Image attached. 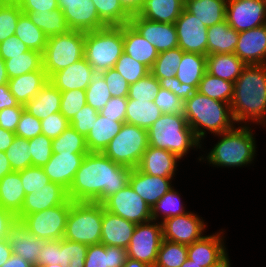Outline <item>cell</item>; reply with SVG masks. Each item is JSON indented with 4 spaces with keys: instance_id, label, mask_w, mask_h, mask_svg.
<instances>
[{
    "instance_id": "obj_1",
    "label": "cell",
    "mask_w": 266,
    "mask_h": 267,
    "mask_svg": "<svg viewBox=\"0 0 266 267\" xmlns=\"http://www.w3.org/2000/svg\"><path fill=\"white\" fill-rule=\"evenodd\" d=\"M131 168L113 162L102 152H89L67 190L74 202L103 203L129 184Z\"/></svg>"
},
{
    "instance_id": "obj_2",
    "label": "cell",
    "mask_w": 266,
    "mask_h": 267,
    "mask_svg": "<svg viewBox=\"0 0 266 267\" xmlns=\"http://www.w3.org/2000/svg\"><path fill=\"white\" fill-rule=\"evenodd\" d=\"M230 106L237 125L266 128V64L243 68L234 82Z\"/></svg>"
},
{
    "instance_id": "obj_3",
    "label": "cell",
    "mask_w": 266,
    "mask_h": 267,
    "mask_svg": "<svg viewBox=\"0 0 266 267\" xmlns=\"http://www.w3.org/2000/svg\"><path fill=\"white\" fill-rule=\"evenodd\" d=\"M254 129V125H236L229 131L213 135L214 139H218L217 143L211 149L201 144L203 154L200 152L201 156L196 159L213 168H248L255 164L258 155Z\"/></svg>"
},
{
    "instance_id": "obj_4",
    "label": "cell",
    "mask_w": 266,
    "mask_h": 267,
    "mask_svg": "<svg viewBox=\"0 0 266 267\" xmlns=\"http://www.w3.org/2000/svg\"><path fill=\"white\" fill-rule=\"evenodd\" d=\"M182 112L201 144H205L207 134H220L237 125L229 103L214 100L198 91L183 102Z\"/></svg>"
},
{
    "instance_id": "obj_5",
    "label": "cell",
    "mask_w": 266,
    "mask_h": 267,
    "mask_svg": "<svg viewBox=\"0 0 266 267\" xmlns=\"http://www.w3.org/2000/svg\"><path fill=\"white\" fill-rule=\"evenodd\" d=\"M149 146L168 150L184 160L190 152L201 151V142L187 123L183 112L163 113L147 130Z\"/></svg>"
},
{
    "instance_id": "obj_6",
    "label": "cell",
    "mask_w": 266,
    "mask_h": 267,
    "mask_svg": "<svg viewBox=\"0 0 266 267\" xmlns=\"http://www.w3.org/2000/svg\"><path fill=\"white\" fill-rule=\"evenodd\" d=\"M123 52V25L85 32L84 57L96 73L114 68Z\"/></svg>"
},
{
    "instance_id": "obj_7",
    "label": "cell",
    "mask_w": 266,
    "mask_h": 267,
    "mask_svg": "<svg viewBox=\"0 0 266 267\" xmlns=\"http://www.w3.org/2000/svg\"><path fill=\"white\" fill-rule=\"evenodd\" d=\"M103 204L71 201L64 239L87 246L101 243Z\"/></svg>"
},
{
    "instance_id": "obj_8",
    "label": "cell",
    "mask_w": 266,
    "mask_h": 267,
    "mask_svg": "<svg viewBox=\"0 0 266 267\" xmlns=\"http://www.w3.org/2000/svg\"><path fill=\"white\" fill-rule=\"evenodd\" d=\"M85 32L69 30L47 38L42 53L43 69L48 78L55 72L64 69L84 57Z\"/></svg>"
},
{
    "instance_id": "obj_9",
    "label": "cell",
    "mask_w": 266,
    "mask_h": 267,
    "mask_svg": "<svg viewBox=\"0 0 266 267\" xmlns=\"http://www.w3.org/2000/svg\"><path fill=\"white\" fill-rule=\"evenodd\" d=\"M149 146L148 133L144 128L124 123L120 132L102 152L113 162L134 169Z\"/></svg>"
},
{
    "instance_id": "obj_10",
    "label": "cell",
    "mask_w": 266,
    "mask_h": 267,
    "mask_svg": "<svg viewBox=\"0 0 266 267\" xmlns=\"http://www.w3.org/2000/svg\"><path fill=\"white\" fill-rule=\"evenodd\" d=\"M71 208L68 198L63 204L26 215L21 221L29 233L43 240H61Z\"/></svg>"
},
{
    "instance_id": "obj_11",
    "label": "cell",
    "mask_w": 266,
    "mask_h": 267,
    "mask_svg": "<svg viewBox=\"0 0 266 267\" xmlns=\"http://www.w3.org/2000/svg\"><path fill=\"white\" fill-rule=\"evenodd\" d=\"M162 240L160 222L151 220L137 224L127 247V256L154 267Z\"/></svg>"
},
{
    "instance_id": "obj_12",
    "label": "cell",
    "mask_w": 266,
    "mask_h": 267,
    "mask_svg": "<svg viewBox=\"0 0 266 267\" xmlns=\"http://www.w3.org/2000/svg\"><path fill=\"white\" fill-rule=\"evenodd\" d=\"M102 204L108 212L136 225L152 220L151 207L133 190L130 184L108 197Z\"/></svg>"
},
{
    "instance_id": "obj_13",
    "label": "cell",
    "mask_w": 266,
    "mask_h": 267,
    "mask_svg": "<svg viewBox=\"0 0 266 267\" xmlns=\"http://www.w3.org/2000/svg\"><path fill=\"white\" fill-rule=\"evenodd\" d=\"M161 224L164 240L184 245L200 240L208 227L204 217L191 210L183 215L170 217Z\"/></svg>"
},
{
    "instance_id": "obj_14",
    "label": "cell",
    "mask_w": 266,
    "mask_h": 267,
    "mask_svg": "<svg viewBox=\"0 0 266 267\" xmlns=\"http://www.w3.org/2000/svg\"><path fill=\"white\" fill-rule=\"evenodd\" d=\"M225 20L238 33L266 24L264 0H227Z\"/></svg>"
},
{
    "instance_id": "obj_15",
    "label": "cell",
    "mask_w": 266,
    "mask_h": 267,
    "mask_svg": "<svg viewBox=\"0 0 266 267\" xmlns=\"http://www.w3.org/2000/svg\"><path fill=\"white\" fill-rule=\"evenodd\" d=\"M226 230L220 229L212 234H205L200 240L187 245V258L201 267H216L228 256Z\"/></svg>"
},
{
    "instance_id": "obj_16",
    "label": "cell",
    "mask_w": 266,
    "mask_h": 267,
    "mask_svg": "<svg viewBox=\"0 0 266 267\" xmlns=\"http://www.w3.org/2000/svg\"><path fill=\"white\" fill-rule=\"evenodd\" d=\"M178 47L186 53L207 55V27L185 8L175 21Z\"/></svg>"
},
{
    "instance_id": "obj_17",
    "label": "cell",
    "mask_w": 266,
    "mask_h": 267,
    "mask_svg": "<svg viewBox=\"0 0 266 267\" xmlns=\"http://www.w3.org/2000/svg\"><path fill=\"white\" fill-rule=\"evenodd\" d=\"M70 30L94 31L107 25L99 18L92 0H57Z\"/></svg>"
},
{
    "instance_id": "obj_18",
    "label": "cell",
    "mask_w": 266,
    "mask_h": 267,
    "mask_svg": "<svg viewBox=\"0 0 266 267\" xmlns=\"http://www.w3.org/2000/svg\"><path fill=\"white\" fill-rule=\"evenodd\" d=\"M129 24L152 45L158 52L178 47V36L174 23L153 22L139 15H132Z\"/></svg>"
},
{
    "instance_id": "obj_19",
    "label": "cell",
    "mask_w": 266,
    "mask_h": 267,
    "mask_svg": "<svg viewBox=\"0 0 266 267\" xmlns=\"http://www.w3.org/2000/svg\"><path fill=\"white\" fill-rule=\"evenodd\" d=\"M234 54L246 65L266 64V24L239 32Z\"/></svg>"
},
{
    "instance_id": "obj_20",
    "label": "cell",
    "mask_w": 266,
    "mask_h": 267,
    "mask_svg": "<svg viewBox=\"0 0 266 267\" xmlns=\"http://www.w3.org/2000/svg\"><path fill=\"white\" fill-rule=\"evenodd\" d=\"M68 199L67 190L60 184L49 182L44 187L25 195L21 211L16 215L22 220L26 215L63 204Z\"/></svg>"
},
{
    "instance_id": "obj_21",
    "label": "cell",
    "mask_w": 266,
    "mask_h": 267,
    "mask_svg": "<svg viewBox=\"0 0 266 267\" xmlns=\"http://www.w3.org/2000/svg\"><path fill=\"white\" fill-rule=\"evenodd\" d=\"M96 74L93 67L83 57L72 65L55 72L49 78V82L60 92L86 90Z\"/></svg>"
},
{
    "instance_id": "obj_22",
    "label": "cell",
    "mask_w": 266,
    "mask_h": 267,
    "mask_svg": "<svg viewBox=\"0 0 266 267\" xmlns=\"http://www.w3.org/2000/svg\"><path fill=\"white\" fill-rule=\"evenodd\" d=\"M175 177L151 176L134 168L130 172L129 184L152 208L156 202L174 187Z\"/></svg>"
},
{
    "instance_id": "obj_23",
    "label": "cell",
    "mask_w": 266,
    "mask_h": 267,
    "mask_svg": "<svg viewBox=\"0 0 266 267\" xmlns=\"http://www.w3.org/2000/svg\"><path fill=\"white\" fill-rule=\"evenodd\" d=\"M12 253L22 257L34 267L38 265V256L47 240L40 239L29 233L22 221L17 220L7 236Z\"/></svg>"
},
{
    "instance_id": "obj_24",
    "label": "cell",
    "mask_w": 266,
    "mask_h": 267,
    "mask_svg": "<svg viewBox=\"0 0 266 267\" xmlns=\"http://www.w3.org/2000/svg\"><path fill=\"white\" fill-rule=\"evenodd\" d=\"M181 160L168 150L148 146L136 168L151 176L176 177Z\"/></svg>"
},
{
    "instance_id": "obj_25",
    "label": "cell",
    "mask_w": 266,
    "mask_h": 267,
    "mask_svg": "<svg viewBox=\"0 0 266 267\" xmlns=\"http://www.w3.org/2000/svg\"><path fill=\"white\" fill-rule=\"evenodd\" d=\"M87 153H53L43 166L50 182L58 183L66 190L69 189L76 171Z\"/></svg>"
},
{
    "instance_id": "obj_26",
    "label": "cell",
    "mask_w": 266,
    "mask_h": 267,
    "mask_svg": "<svg viewBox=\"0 0 266 267\" xmlns=\"http://www.w3.org/2000/svg\"><path fill=\"white\" fill-rule=\"evenodd\" d=\"M136 224L108 212L103 206L101 244L127 249Z\"/></svg>"
},
{
    "instance_id": "obj_27",
    "label": "cell",
    "mask_w": 266,
    "mask_h": 267,
    "mask_svg": "<svg viewBox=\"0 0 266 267\" xmlns=\"http://www.w3.org/2000/svg\"><path fill=\"white\" fill-rule=\"evenodd\" d=\"M124 53L151 69L159 52L129 23L123 25Z\"/></svg>"
},
{
    "instance_id": "obj_28",
    "label": "cell",
    "mask_w": 266,
    "mask_h": 267,
    "mask_svg": "<svg viewBox=\"0 0 266 267\" xmlns=\"http://www.w3.org/2000/svg\"><path fill=\"white\" fill-rule=\"evenodd\" d=\"M48 82L49 78L42 68L41 70L9 79L8 85L16 101L25 106Z\"/></svg>"
},
{
    "instance_id": "obj_29",
    "label": "cell",
    "mask_w": 266,
    "mask_h": 267,
    "mask_svg": "<svg viewBox=\"0 0 266 267\" xmlns=\"http://www.w3.org/2000/svg\"><path fill=\"white\" fill-rule=\"evenodd\" d=\"M184 6L185 0H144L137 15L153 22L175 23Z\"/></svg>"
},
{
    "instance_id": "obj_30",
    "label": "cell",
    "mask_w": 266,
    "mask_h": 267,
    "mask_svg": "<svg viewBox=\"0 0 266 267\" xmlns=\"http://www.w3.org/2000/svg\"><path fill=\"white\" fill-rule=\"evenodd\" d=\"M239 33L227 21L207 28V55L234 53Z\"/></svg>"
},
{
    "instance_id": "obj_31",
    "label": "cell",
    "mask_w": 266,
    "mask_h": 267,
    "mask_svg": "<svg viewBox=\"0 0 266 267\" xmlns=\"http://www.w3.org/2000/svg\"><path fill=\"white\" fill-rule=\"evenodd\" d=\"M246 64L234 53L207 55L206 72L220 79L235 82Z\"/></svg>"
},
{
    "instance_id": "obj_32",
    "label": "cell",
    "mask_w": 266,
    "mask_h": 267,
    "mask_svg": "<svg viewBox=\"0 0 266 267\" xmlns=\"http://www.w3.org/2000/svg\"><path fill=\"white\" fill-rule=\"evenodd\" d=\"M124 123L113 121L98 113L97 120L86 137L89 152H103L109 142L120 132Z\"/></svg>"
},
{
    "instance_id": "obj_33",
    "label": "cell",
    "mask_w": 266,
    "mask_h": 267,
    "mask_svg": "<svg viewBox=\"0 0 266 267\" xmlns=\"http://www.w3.org/2000/svg\"><path fill=\"white\" fill-rule=\"evenodd\" d=\"M25 191L19 171H12L0 180V206L17 215L23 206Z\"/></svg>"
},
{
    "instance_id": "obj_34",
    "label": "cell",
    "mask_w": 266,
    "mask_h": 267,
    "mask_svg": "<svg viewBox=\"0 0 266 267\" xmlns=\"http://www.w3.org/2000/svg\"><path fill=\"white\" fill-rule=\"evenodd\" d=\"M127 249L104 244L88 246L84 267H123Z\"/></svg>"
},
{
    "instance_id": "obj_35",
    "label": "cell",
    "mask_w": 266,
    "mask_h": 267,
    "mask_svg": "<svg viewBox=\"0 0 266 267\" xmlns=\"http://www.w3.org/2000/svg\"><path fill=\"white\" fill-rule=\"evenodd\" d=\"M24 107L40 120L47 118L53 113L60 112L61 92L48 82Z\"/></svg>"
},
{
    "instance_id": "obj_36",
    "label": "cell",
    "mask_w": 266,
    "mask_h": 267,
    "mask_svg": "<svg viewBox=\"0 0 266 267\" xmlns=\"http://www.w3.org/2000/svg\"><path fill=\"white\" fill-rule=\"evenodd\" d=\"M226 3L227 0H185L184 8L208 28L225 21Z\"/></svg>"
},
{
    "instance_id": "obj_37",
    "label": "cell",
    "mask_w": 266,
    "mask_h": 267,
    "mask_svg": "<svg viewBox=\"0 0 266 267\" xmlns=\"http://www.w3.org/2000/svg\"><path fill=\"white\" fill-rule=\"evenodd\" d=\"M152 101L127 99L125 123L148 130L162 115Z\"/></svg>"
},
{
    "instance_id": "obj_38",
    "label": "cell",
    "mask_w": 266,
    "mask_h": 267,
    "mask_svg": "<svg viewBox=\"0 0 266 267\" xmlns=\"http://www.w3.org/2000/svg\"><path fill=\"white\" fill-rule=\"evenodd\" d=\"M206 59L207 55L184 52L175 77L182 84L193 85L198 88L206 72Z\"/></svg>"
},
{
    "instance_id": "obj_39",
    "label": "cell",
    "mask_w": 266,
    "mask_h": 267,
    "mask_svg": "<svg viewBox=\"0 0 266 267\" xmlns=\"http://www.w3.org/2000/svg\"><path fill=\"white\" fill-rule=\"evenodd\" d=\"M181 193L175 186L166 192L151 208L152 209V220L163 222L164 220L183 215L189 210H187V205L182 201Z\"/></svg>"
},
{
    "instance_id": "obj_40",
    "label": "cell",
    "mask_w": 266,
    "mask_h": 267,
    "mask_svg": "<svg viewBox=\"0 0 266 267\" xmlns=\"http://www.w3.org/2000/svg\"><path fill=\"white\" fill-rule=\"evenodd\" d=\"M23 13L26 14L47 37L65 34L70 30L66 23L63 11L60 8L49 12H38V10H36Z\"/></svg>"
},
{
    "instance_id": "obj_41",
    "label": "cell",
    "mask_w": 266,
    "mask_h": 267,
    "mask_svg": "<svg viewBox=\"0 0 266 267\" xmlns=\"http://www.w3.org/2000/svg\"><path fill=\"white\" fill-rule=\"evenodd\" d=\"M14 35L30 50H35L40 53H43L47 44L48 37L24 13L18 18Z\"/></svg>"
},
{
    "instance_id": "obj_42",
    "label": "cell",
    "mask_w": 266,
    "mask_h": 267,
    "mask_svg": "<svg viewBox=\"0 0 266 267\" xmlns=\"http://www.w3.org/2000/svg\"><path fill=\"white\" fill-rule=\"evenodd\" d=\"M4 62L9 79L43 68L42 53L30 49L21 55L10 56Z\"/></svg>"
},
{
    "instance_id": "obj_43",
    "label": "cell",
    "mask_w": 266,
    "mask_h": 267,
    "mask_svg": "<svg viewBox=\"0 0 266 267\" xmlns=\"http://www.w3.org/2000/svg\"><path fill=\"white\" fill-rule=\"evenodd\" d=\"M197 91L214 100L231 103L234 91V83L229 82L205 72Z\"/></svg>"
},
{
    "instance_id": "obj_44",
    "label": "cell",
    "mask_w": 266,
    "mask_h": 267,
    "mask_svg": "<svg viewBox=\"0 0 266 267\" xmlns=\"http://www.w3.org/2000/svg\"><path fill=\"white\" fill-rule=\"evenodd\" d=\"M184 51L177 47L159 52L150 73L157 79L175 77Z\"/></svg>"
},
{
    "instance_id": "obj_45",
    "label": "cell",
    "mask_w": 266,
    "mask_h": 267,
    "mask_svg": "<svg viewBox=\"0 0 266 267\" xmlns=\"http://www.w3.org/2000/svg\"><path fill=\"white\" fill-rule=\"evenodd\" d=\"M99 18L110 26H121L129 23L131 15L122 7L119 0H92Z\"/></svg>"
},
{
    "instance_id": "obj_46",
    "label": "cell",
    "mask_w": 266,
    "mask_h": 267,
    "mask_svg": "<svg viewBox=\"0 0 266 267\" xmlns=\"http://www.w3.org/2000/svg\"><path fill=\"white\" fill-rule=\"evenodd\" d=\"M53 153H89L86 138L69 126L60 136L52 139Z\"/></svg>"
},
{
    "instance_id": "obj_47",
    "label": "cell",
    "mask_w": 266,
    "mask_h": 267,
    "mask_svg": "<svg viewBox=\"0 0 266 267\" xmlns=\"http://www.w3.org/2000/svg\"><path fill=\"white\" fill-rule=\"evenodd\" d=\"M187 259V245L162 240L154 267H181Z\"/></svg>"
},
{
    "instance_id": "obj_48",
    "label": "cell",
    "mask_w": 266,
    "mask_h": 267,
    "mask_svg": "<svg viewBox=\"0 0 266 267\" xmlns=\"http://www.w3.org/2000/svg\"><path fill=\"white\" fill-rule=\"evenodd\" d=\"M5 153L13 171L24 170L32 166L30 146L25 138L15 136Z\"/></svg>"
},
{
    "instance_id": "obj_49",
    "label": "cell",
    "mask_w": 266,
    "mask_h": 267,
    "mask_svg": "<svg viewBox=\"0 0 266 267\" xmlns=\"http://www.w3.org/2000/svg\"><path fill=\"white\" fill-rule=\"evenodd\" d=\"M22 13L15 0L0 2V43L15 34L18 18Z\"/></svg>"
},
{
    "instance_id": "obj_50",
    "label": "cell",
    "mask_w": 266,
    "mask_h": 267,
    "mask_svg": "<svg viewBox=\"0 0 266 267\" xmlns=\"http://www.w3.org/2000/svg\"><path fill=\"white\" fill-rule=\"evenodd\" d=\"M86 103L100 112L112 98L103 76L97 73L85 90Z\"/></svg>"
},
{
    "instance_id": "obj_51",
    "label": "cell",
    "mask_w": 266,
    "mask_h": 267,
    "mask_svg": "<svg viewBox=\"0 0 266 267\" xmlns=\"http://www.w3.org/2000/svg\"><path fill=\"white\" fill-rule=\"evenodd\" d=\"M114 69L119 72L128 84L135 83L150 73V69L147 66L132 59L124 52L117 60Z\"/></svg>"
},
{
    "instance_id": "obj_52",
    "label": "cell",
    "mask_w": 266,
    "mask_h": 267,
    "mask_svg": "<svg viewBox=\"0 0 266 267\" xmlns=\"http://www.w3.org/2000/svg\"><path fill=\"white\" fill-rule=\"evenodd\" d=\"M54 265L60 264L68 267L69 261H66L65 255V239L61 240H47L45 246L42 248L38 256V265Z\"/></svg>"
},
{
    "instance_id": "obj_53",
    "label": "cell",
    "mask_w": 266,
    "mask_h": 267,
    "mask_svg": "<svg viewBox=\"0 0 266 267\" xmlns=\"http://www.w3.org/2000/svg\"><path fill=\"white\" fill-rule=\"evenodd\" d=\"M160 89L159 80L151 73L137 82L129 84L127 99L152 101Z\"/></svg>"
},
{
    "instance_id": "obj_54",
    "label": "cell",
    "mask_w": 266,
    "mask_h": 267,
    "mask_svg": "<svg viewBox=\"0 0 266 267\" xmlns=\"http://www.w3.org/2000/svg\"><path fill=\"white\" fill-rule=\"evenodd\" d=\"M32 159V166L43 167L53 154L52 139L46 135H38L28 140Z\"/></svg>"
},
{
    "instance_id": "obj_55",
    "label": "cell",
    "mask_w": 266,
    "mask_h": 267,
    "mask_svg": "<svg viewBox=\"0 0 266 267\" xmlns=\"http://www.w3.org/2000/svg\"><path fill=\"white\" fill-rule=\"evenodd\" d=\"M85 90L61 92L60 113L69 121L86 105Z\"/></svg>"
},
{
    "instance_id": "obj_56",
    "label": "cell",
    "mask_w": 266,
    "mask_h": 267,
    "mask_svg": "<svg viewBox=\"0 0 266 267\" xmlns=\"http://www.w3.org/2000/svg\"><path fill=\"white\" fill-rule=\"evenodd\" d=\"M19 172L25 195L44 187L45 184L50 182L43 167L30 166L24 170H20Z\"/></svg>"
},
{
    "instance_id": "obj_57",
    "label": "cell",
    "mask_w": 266,
    "mask_h": 267,
    "mask_svg": "<svg viewBox=\"0 0 266 267\" xmlns=\"http://www.w3.org/2000/svg\"><path fill=\"white\" fill-rule=\"evenodd\" d=\"M98 111L89 105H85L71 120L72 126L80 135L87 137L91 131L94 122L98 117Z\"/></svg>"
},
{
    "instance_id": "obj_58",
    "label": "cell",
    "mask_w": 266,
    "mask_h": 267,
    "mask_svg": "<svg viewBox=\"0 0 266 267\" xmlns=\"http://www.w3.org/2000/svg\"><path fill=\"white\" fill-rule=\"evenodd\" d=\"M41 134V120L24 109L17 125L15 135L29 140Z\"/></svg>"
},
{
    "instance_id": "obj_59",
    "label": "cell",
    "mask_w": 266,
    "mask_h": 267,
    "mask_svg": "<svg viewBox=\"0 0 266 267\" xmlns=\"http://www.w3.org/2000/svg\"><path fill=\"white\" fill-rule=\"evenodd\" d=\"M70 121L60 112H56L41 120L42 134L50 139L60 136L68 127Z\"/></svg>"
},
{
    "instance_id": "obj_60",
    "label": "cell",
    "mask_w": 266,
    "mask_h": 267,
    "mask_svg": "<svg viewBox=\"0 0 266 267\" xmlns=\"http://www.w3.org/2000/svg\"><path fill=\"white\" fill-rule=\"evenodd\" d=\"M153 102L162 113H178L183 111V102L174 93L161 87Z\"/></svg>"
},
{
    "instance_id": "obj_61",
    "label": "cell",
    "mask_w": 266,
    "mask_h": 267,
    "mask_svg": "<svg viewBox=\"0 0 266 267\" xmlns=\"http://www.w3.org/2000/svg\"><path fill=\"white\" fill-rule=\"evenodd\" d=\"M100 74L108 85L112 97H128L129 84L118 71L114 68H110Z\"/></svg>"
},
{
    "instance_id": "obj_62",
    "label": "cell",
    "mask_w": 266,
    "mask_h": 267,
    "mask_svg": "<svg viewBox=\"0 0 266 267\" xmlns=\"http://www.w3.org/2000/svg\"><path fill=\"white\" fill-rule=\"evenodd\" d=\"M126 108L127 97H112L99 114L113 121L125 122Z\"/></svg>"
},
{
    "instance_id": "obj_63",
    "label": "cell",
    "mask_w": 266,
    "mask_h": 267,
    "mask_svg": "<svg viewBox=\"0 0 266 267\" xmlns=\"http://www.w3.org/2000/svg\"><path fill=\"white\" fill-rule=\"evenodd\" d=\"M161 88L174 93L182 102L197 92V87L193 85L182 84L176 77L159 79Z\"/></svg>"
},
{
    "instance_id": "obj_64",
    "label": "cell",
    "mask_w": 266,
    "mask_h": 267,
    "mask_svg": "<svg viewBox=\"0 0 266 267\" xmlns=\"http://www.w3.org/2000/svg\"><path fill=\"white\" fill-rule=\"evenodd\" d=\"M88 246L78 242H72L65 239L66 261H69L68 267H84Z\"/></svg>"
},
{
    "instance_id": "obj_65",
    "label": "cell",
    "mask_w": 266,
    "mask_h": 267,
    "mask_svg": "<svg viewBox=\"0 0 266 267\" xmlns=\"http://www.w3.org/2000/svg\"><path fill=\"white\" fill-rule=\"evenodd\" d=\"M25 109L24 105L5 108L0 111V127L15 133L21 114Z\"/></svg>"
},
{
    "instance_id": "obj_66",
    "label": "cell",
    "mask_w": 266,
    "mask_h": 267,
    "mask_svg": "<svg viewBox=\"0 0 266 267\" xmlns=\"http://www.w3.org/2000/svg\"><path fill=\"white\" fill-rule=\"evenodd\" d=\"M29 48L15 35L6 38L0 43V57L5 61L10 56L21 55L27 52Z\"/></svg>"
},
{
    "instance_id": "obj_67",
    "label": "cell",
    "mask_w": 266,
    "mask_h": 267,
    "mask_svg": "<svg viewBox=\"0 0 266 267\" xmlns=\"http://www.w3.org/2000/svg\"><path fill=\"white\" fill-rule=\"evenodd\" d=\"M22 12H33L38 10V12H49L53 11L58 6L57 0H15Z\"/></svg>"
},
{
    "instance_id": "obj_68",
    "label": "cell",
    "mask_w": 266,
    "mask_h": 267,
    "mask_svg": "<svg viewBox=\"0 0 266 267\" xmlns=\"http://www.w3.org/2000/svg\"><path fill=\"white\" fill-rule=\"evenodd\" d=\"M16 221L17 217L14 213L0 206V240L7 238Z\"/></svg>"
},
{
    "instance_id": "obj_69",
    "label": "cell",
    "mask_w": 266,
    "mask_h": 267,
    "mask_svg": "<svg viewBox=\"0 0 266 267\" xmlns=\"http://www.w3.org/2000/svg\"><path fill=\"white\" fill-rule=\"evenodd\" d=\"M18 104L19 103L10 92L9 85H0V111L5 108L16 107Z\"/></svg>"
},
{
    "instance_id": "obj_70",
    "label": "cell",
    "mask_w": 266,
    "mask_h": 267,
    "mask_svg": "<svg viewBox=\"0 0 266 267\" xmlns=\"http://www.w3.org/2000/svg\"><path fill=\"white\" fill-rule=\"evenodd\" d=\"M122 7L132 16L138 14L144 0H119Z\"/></svg>"
},
{
    "instance_id": "obj_71",
    "label": "cell",
    "mask_w": 266,
    "mask_h": 267,
    "mask_svg": "<svg viewBox=\"0 0 266 267\" xmlns=\"http://www.w3.org/2000/svg\"><path fill=\"white\" fill-rule=\"evenodd\" d=\"M15 133L0 127V151L5 152L12 144Z\"/></svg>"
},
{
    "instance_id": "obj_72",
    "label": "cell",
    "mask_w": 266,
    "mask_h": 267,
    "mask_svg": "<svg viewBox=\"0 0 266 267\" xmlns=\"http://www.w3.org/2000/svg\"><path fill=\"white\" fill-rule=\"evenodd\" d=\"M1 267H34L22 257L12 254V256Z\"/></svg>"
},
{
    "instance_id": "obj_73",
    "label": "cell",
    "mask_w": 266,
    "mask_h": 267,
    "mask_svg": "<svg viewBox=\"0 0 266 267\" xmlns=\"http://www.w3.org/2000/svg\"><path fill=\"white\" fill-rule=\"evenodd\" d=\"M7 238L0 240V267L12 256Z\"/></svg>"
},
{
    "instance_id": "obj_74",
    "label": "cell",
    "mask_w": 266,
    "mask_h": 267,
    "mask_svg": "<svg viewBox=\"0 0 266 267\" xmlns=\"http://www.w3.org/2000/svg\"><path fill=\"white\" fill-rule=\"evenodd\" d=\"M11 164L8 161L6 153L0 151V180L7 175L8 173L12 172Z\"/></svg>"
},
{
    "instance_id": "obj_75",
    "label": "cell",
    "mask_w": 266,
    "mask_h": 267,
    "mask_svg": "<svg viewBox=\"0 0 266 267\" xmlns=\"http://www.w3.org/2000/svg\"><path fill=\"white\" fill-rule=\"evenodd\" d=\"M9 78L6 73L4 60L0 57V85L8 84Z\"/></svg>"
},
{
    "instance_id": "obj_76",
    "label": "cell",
    "mask_w": 266,
    "mask_h": 267,
    "mask_svg": "<svg viewBox=\"0 0 266 267\" xmlns=\"http://www.w3.org/2000/svg\"><path fill=\"white\" fill-rule=\"evenodd\" d=\"M123 267H150V266L144 262L127 257Z\"/></svg>"
},
{
    "instance_id": "obj_77",
    "label": "cell",
    "mask_w": 266,
    "mask_h": 267,
    "mask_svg": "<svg viewBox=\"0 0 266 267\" xmlns=\"http://www.w3.org/2000/svg\"><path fill=\"white\" fill-rule=\"evenodd\" d=\"M181 267H201V266L194 263L193 260L187 258L185 262L181 265Z\"/></svg>"
},
{
    "instance_id": "obj_78",
    "label": "cell",
    "mask_w": 266,
    "mask_h": 267,
    "mask_svg": "<svg viewBox=\"0 0 266 267\" xmlns=\"http://www.w3.org/2000/svg\"><path fill=\"white\" fill-rule=\"evenodd\" d=\"M231 265V259L230 256H228L221 264L216 267H231Z\"/></svg>"
},
{
    "instance_id": "obj_79",
    "label": "cell",
    "mask_w": 266,
    "mask_h": 267,
    "mask_svg": "<svg viewBox=\"0 0 266 267\" xmlns=\"http://www.w3.org/2000/svg\"><path fill=\"white\" fill-rule=\"evenodd\" d=\"M36 267H64V266H62V265H60V264H54V265H44V266H36Z\"/></svg>"
}]
</instances>
